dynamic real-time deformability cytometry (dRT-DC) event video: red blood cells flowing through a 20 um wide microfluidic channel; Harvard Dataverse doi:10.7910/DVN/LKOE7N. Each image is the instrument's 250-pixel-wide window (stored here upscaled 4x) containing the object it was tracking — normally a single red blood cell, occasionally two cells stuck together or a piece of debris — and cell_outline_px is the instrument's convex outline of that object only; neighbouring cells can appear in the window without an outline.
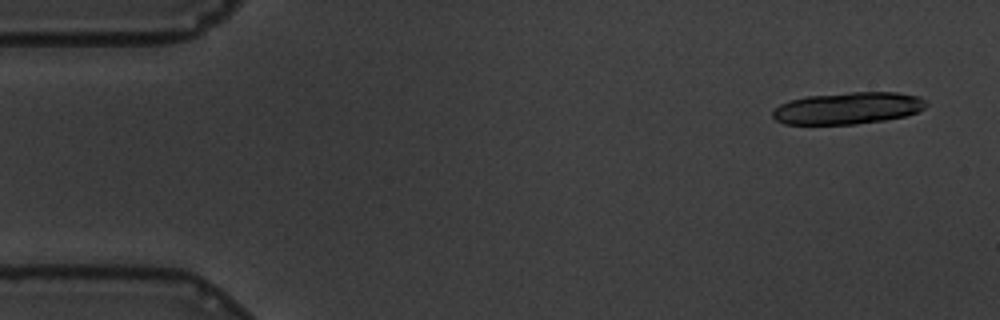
{"species": "common noctule bat (a hibernating species)", "species_latin": "Nyctalus noctula", "temperature_condition": "warm", "stored_images_in_passage": 19, "camera_frame_rate_fps": 3000, "um_per_image_px": 0.085, "animal": {"sex": "male", "body_mass_g": 19.5, "forearm_length_mm": 54.6}, "frame": {"image": 1, "passage_image": 3, "time_ms": 0.667, "image_size_px": [1000, 320], "cell_outline_px": [[928, 104], [924, 108], [916, 112], [904, 116], [884, 120], [856, 124], [784, 124], [776, 120], [772, 116], [772, 112], [780, 104], [788, 100], [808, 96], [848, 92], [896, 92], [920, 96]], "centroid_in_image_um": [72.06, 9.19], "position_along_channel_um": 12.9, "area_um2": 28.55}}